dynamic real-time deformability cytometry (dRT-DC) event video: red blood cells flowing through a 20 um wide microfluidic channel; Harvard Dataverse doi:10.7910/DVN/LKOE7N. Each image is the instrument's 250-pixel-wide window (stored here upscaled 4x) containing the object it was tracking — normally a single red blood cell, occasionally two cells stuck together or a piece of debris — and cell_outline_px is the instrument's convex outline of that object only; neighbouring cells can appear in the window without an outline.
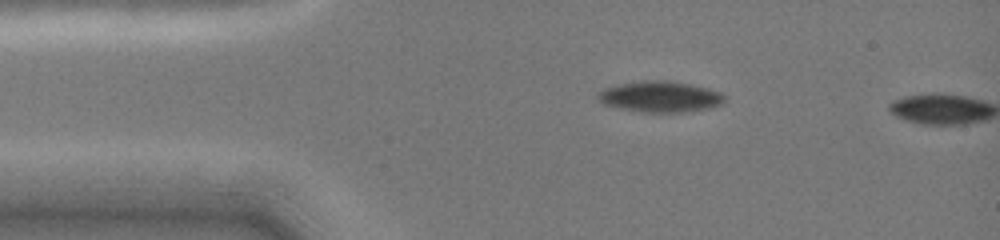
{"species": "common noctule bat (a hibernating species)", "species_latin": "Nyctalus noctula", "temperature_condition": "cold", "stored_images_in_passage": 2, "camera_frame_rate_fps": 3000, "um_per_image_px": 0.085, "animal": {"sex": "female", "body_mass_g": 19.0, "forearm_length_mm": 51.5}, "frame": {"image": 1, "passage_image": 1, "time_ms": 0.0, "image_size_px": [1000, 240], "cell_outline_px": [[724, 100], [720, 104], [712, 108], [684, 112], [644, 112], [620, 108], [604, 104], [596, 96], [596, 92], [604, 88], [620, 84], [644, 80], [664, 80], [692, 84], [708, 88], [720, 92], [724, 96]], "centroid_in_image_um": [56.11, 8.21], "position_along_channel_um": 28.9, "area_um2": 22.83}}